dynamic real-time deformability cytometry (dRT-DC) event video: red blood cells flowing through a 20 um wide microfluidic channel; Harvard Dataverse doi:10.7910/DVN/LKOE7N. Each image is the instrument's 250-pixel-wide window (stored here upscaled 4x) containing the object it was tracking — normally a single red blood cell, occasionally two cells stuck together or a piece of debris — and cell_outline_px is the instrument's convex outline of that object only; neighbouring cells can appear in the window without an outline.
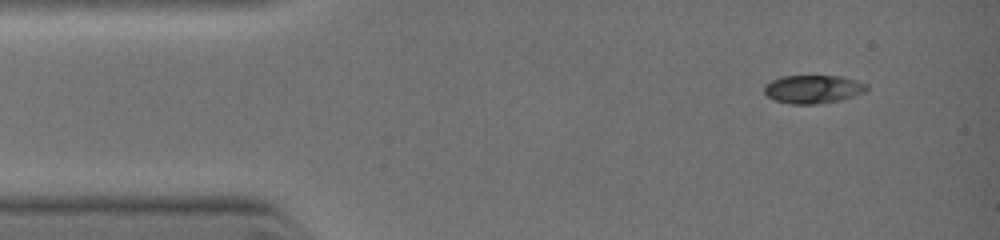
{"species": "common noctule bat (a hibernating species)", "species_latin": "Nyctalus noctula", "temperature_condition": "warm", "stored_images_in_passage": 9, "camera_frame_rate_fps": 3000, "um_per_image_px": 0.085, "animal": {"sex": "female", "body_mass_g": 19.0, "forearm_length_mm": 51.5}, "frame": {"image": 1, "passage_image": 1, "time_ms": 0.0, "image_size_px": [1000, 240], "cell_outline_px": [[868, 92], [840, 100], [816, 104], [792, 104], [776, 100], [768, 96], [764, 92], [764, 84], [780, 76], [840, 76], [856, 80], [868, 84]], "centroid_in_image_um": [69.14, 7.57], "position_along_channel_um": 15.9, "area_um2": 16.99}}
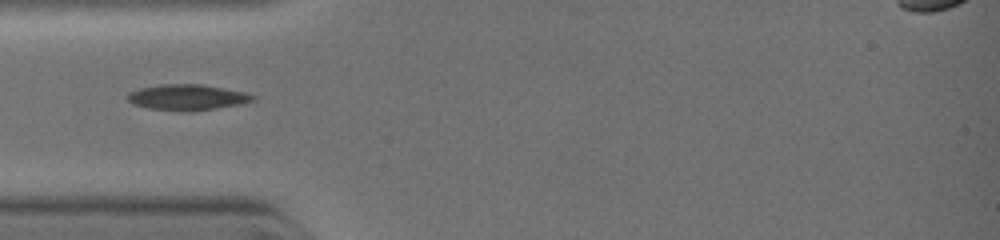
{"frame": {"image": 2, "passage_image": 6, "time_ms": 2.333, "image_size_px": [1000, 240], "cell_outline_px": [[256, 100], [240, 104], [192, 112], [180, 112], [148, 108], [136, 104], [128, 100], [124, 96], [128, 92], [140, 88], [164, 84], [200, 84], [244, 92], [256, 96]], "centroid_in_image_um": [15.9, 8.28], "position_along_channel_um": 69.1, "area_um2": 18.9}}
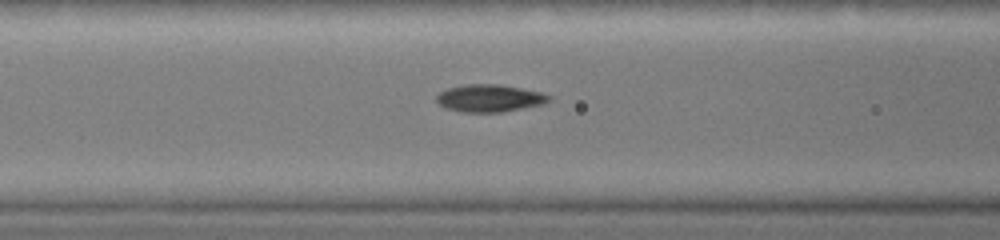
{"frame": {"image": 3, "passage_image": 9, "time_ms": 3.333, "image_size_px": [1000, 240], "cell_outline_px": [[552, 100], [544, 104], [500, 112], [460, 112], [444, 108], [436, 100], [436, 96], [440, 92], [448, 88], [464, 84], [500, 84], [540, 92], [552, 96]], "centroid_in_image_um": [41.61, 8.34], "position_along_channel_um": 125.0, "area_um2": 18.03}}